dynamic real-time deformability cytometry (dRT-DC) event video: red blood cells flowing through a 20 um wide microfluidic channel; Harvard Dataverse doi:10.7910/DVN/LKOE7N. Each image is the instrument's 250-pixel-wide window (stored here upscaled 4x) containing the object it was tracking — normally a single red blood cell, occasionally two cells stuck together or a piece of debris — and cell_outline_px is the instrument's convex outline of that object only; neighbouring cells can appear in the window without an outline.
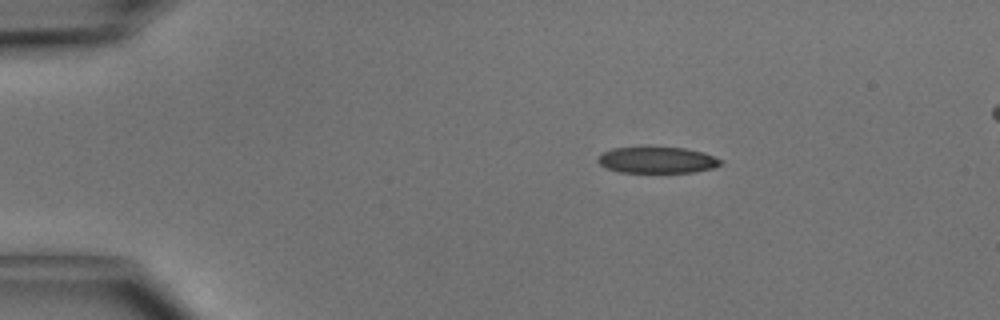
{"species": "common noctule bat (a hibernating species)", "species_latin": "Nyctalus noctula", "temperature_condition": "cold", "stored_images_in_passage": 12, "camera_frame_rate_fps": 3000, "um_per_image_px": 0.085, "animal": {"sex": "male", "body_mass_g": 15.6}, "frame": {"image": 1, "passage_image": 1, "time_ms": 0.0, "image_size_px": [1000, 320], "cell_outline_px": [[724, 160], [720, 164], [712, 168], [692, 172], [620, 172], [608, 168], [600, 164], [596, 160], [596, 156], [600, 152], [612, 148], [644, 144], [648, 144], [684, 148], [704, 152]], "centroid_in_image_um": [55.78, 13.54], "position_along_channel_um": 29.2, "area_um2": 19.77}}